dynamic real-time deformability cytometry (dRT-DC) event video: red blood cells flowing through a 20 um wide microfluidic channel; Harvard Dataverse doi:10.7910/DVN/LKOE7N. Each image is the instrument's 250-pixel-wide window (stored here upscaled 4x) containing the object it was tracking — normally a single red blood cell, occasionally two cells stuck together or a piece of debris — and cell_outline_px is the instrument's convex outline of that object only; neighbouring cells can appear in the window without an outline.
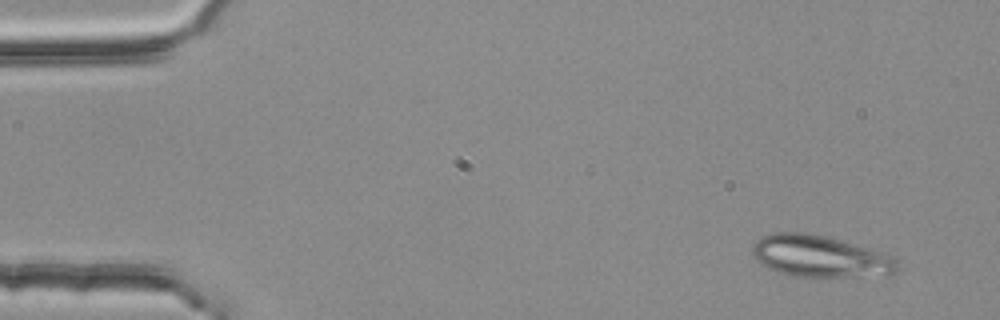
{"species": "common noctule bat (a hibernating species)", "species_latin": "Nyctalus noctula", "temperature_condition": "room temperature", "stored_images_in_passage": 4, "camera_frame_rate_fps": 3000, "um_per_image_px": 0.085, "animal": {"sex": "female", "body_mass_g": 25.1}, "frame": {"image": 1, "passage_image": 1, "time_ms": 0.0, "image_size_px": [1000, 320], "cell_outline_px": [[896, 268], [892, 272], [884, 276], [792, 276], [780, 272], [756, 260], [752, 256], [752, 248], [756, 240], [764, 236], [776, 232], [800, 232], [824, 236], [880, 252], [896, 260]], "centroid_in_image_um": [69.64, 21.79], "position_along_channel_um": 15.4, "area_um2": 34.22}}